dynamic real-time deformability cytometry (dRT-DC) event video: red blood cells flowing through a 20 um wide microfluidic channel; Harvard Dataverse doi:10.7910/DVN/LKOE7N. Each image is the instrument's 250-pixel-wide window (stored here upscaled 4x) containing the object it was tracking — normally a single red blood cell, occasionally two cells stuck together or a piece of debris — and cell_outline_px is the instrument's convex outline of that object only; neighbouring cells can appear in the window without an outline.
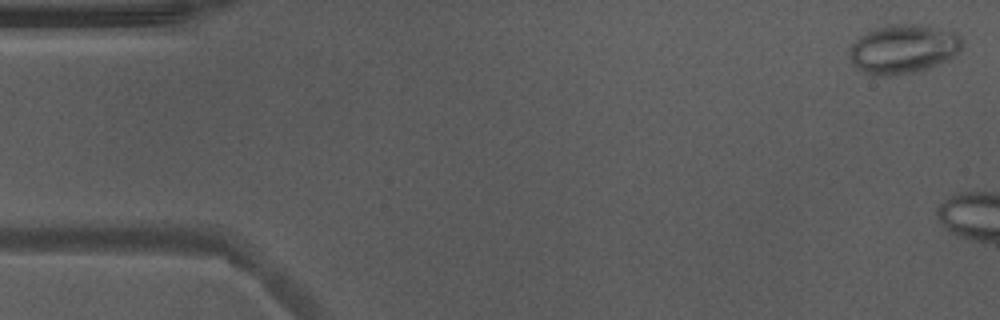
{"species": "Egyptian fruit bat (a non-hibernating species)", "species_latin": "Rousettus aegyptiacus", "temperature_condition": "warm", "stored_images_in_passage": 5, "camera_frame_rate_fps": 3000, "um_per_image_px": 0.085, "animal": {"sex": "male"}, "frame": {"image": 1, "passage_image": 1, "time_ms": 0.0, "image_size_px": [1000, 320], "cell_outline_px": [[964, 48], [940, 64], [928, 68], [896, 76], [872, 76], [864, 72], [848, 56], [848, 48], [860, 36], [872, 28], [888, 24], [916, 24], [952, 32], [960, 36], [964, 40]], "centroid_in_image_um": [76.76, 4.17], "position_along_channel_um": 8.2, "area_um2": 32.31}}